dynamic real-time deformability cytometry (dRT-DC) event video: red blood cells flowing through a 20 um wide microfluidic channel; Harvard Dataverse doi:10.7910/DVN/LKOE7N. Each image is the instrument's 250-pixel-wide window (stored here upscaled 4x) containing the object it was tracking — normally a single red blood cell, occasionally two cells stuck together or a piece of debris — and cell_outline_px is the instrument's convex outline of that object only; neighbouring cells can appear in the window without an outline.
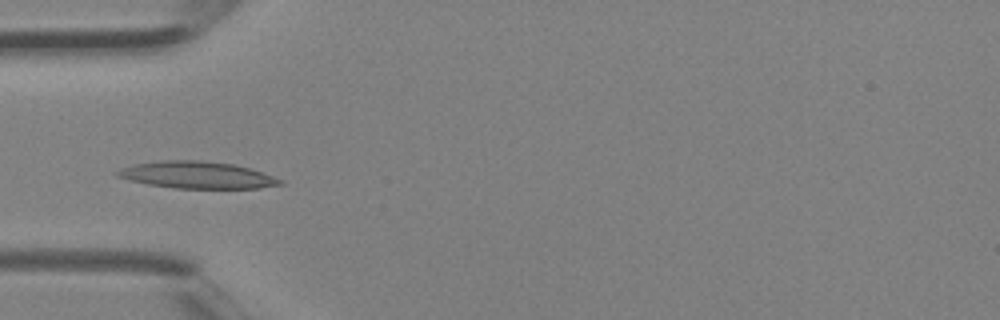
{"species": "Egyptian fruit bat (a non-hibernating species)", "species_latin": "Rousettus aegyptiacus", "temperature_condition": "room temperature", "stored_images_in_passage": 4, "camera_frame_rate_fps": 3000, "um_per_image_px": 0.085, "animal": {"sex": "female"}, "frame": {"image": 1, "passage_image": 4, "time_ms": 1.0, "image_size_px": [1000, 320], "cell_outline_px": [[284, 184], [260, 188], [176, 188], [148, 184], [128, 180], [116, 176], [116, 172], [120, 168], [132, 164], [164, 160], [200, 160], [236, 164], [264, 172], [284, 180]], "centroid_in_image_um": [16.78, 14.87], "position_along_channel_um": 68.2, "area_um2": 25.78}}